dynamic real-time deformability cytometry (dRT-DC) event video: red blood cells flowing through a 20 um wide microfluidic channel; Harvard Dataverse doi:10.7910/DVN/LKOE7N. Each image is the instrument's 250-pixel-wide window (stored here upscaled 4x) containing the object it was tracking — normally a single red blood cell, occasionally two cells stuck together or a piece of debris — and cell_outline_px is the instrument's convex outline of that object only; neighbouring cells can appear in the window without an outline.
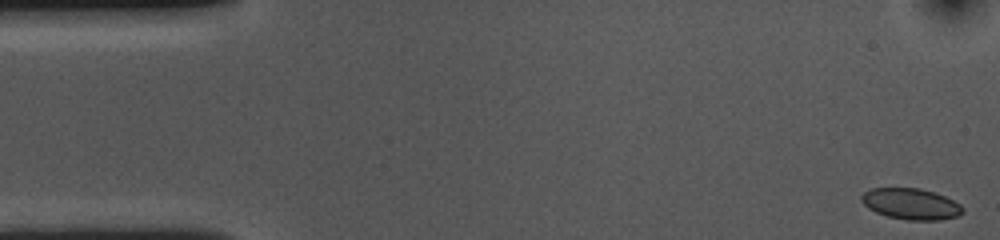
{"species": "common noctule bat (a hibernating species)", "species_latin": "Nyctalus noctula", "temperature_condition": "cold", "stored_images_in_passage": 54, "camera_frame_rate_fps": 3000, "um_per_image_px": 0.085, "animal": {"sex": "female", "body_mass_g": 10.0, "forearm_length_mm": 53.1}, "frame": {"image": 1, "passage_image": 1, "time_ms": 0.0, "image_size_px": [1000, 240], "cell_outline_px": [[964, 212], [960, 216], [940, 220], [908, 220], [888, 216], [876, 212], [868, 208], [860, 200], [860, 196], [864, 192], [872, 188], [920, 188], [936, 192], [960, 204], [964, 208]], "centroid_in_image_um": [77.45, 17.33], "position_along_channel_um": 7.5, "area_um2": 18.5}}
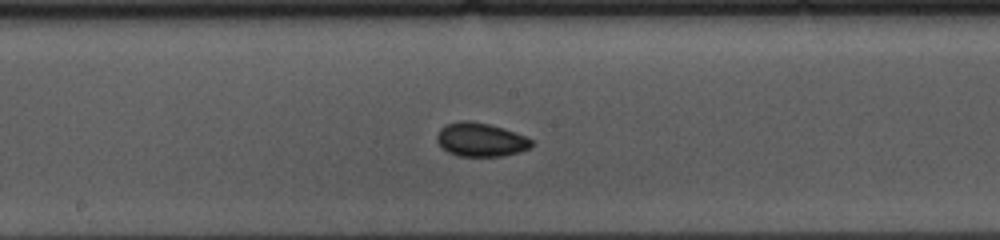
{"frame": {"image": 2, "passage_image": 27, "time_ms": 8.667, "image_size_px": [1000, 240], "cell_outline_px": [[532, 148], [520, 152], [500, 156], [460, 156], [448, 152], [436, 140], [436, 136], [440, 128], [444, 124], [460, 120], [468, 120], [488, 124], [504, 128], [524, 136], [532, 140]], "centroid_in_image_um": [40.85, 11.86], "position_along_channel_um": 207.4, "area_um2": 18.61}}
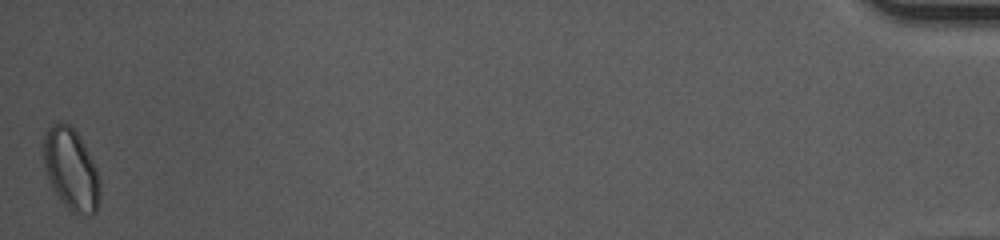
{"frame": {"image": 3, "passage_image": 54, "time_ms": 17.667, "image_size_px": [1000, 240], "cell_outline_px": [[100, 200], [96, 212], [92, 216], [68, 212], [60, 200], [48, 176], [44, 164], [44, 136], [48, 128], [56, 120], [60, 120], [68, 124], [80, 136], [96, 168], [100, 180]], "centroid_in_image_um": [6.06, 14.42], "position_along_channel_um": 429.1, "area_um2": 26.99}, "authors_computed_cell_mechanics": {"area_um2": 18.4093, "velocity_mm_per_s": 3.5896, "shape_relaxation_time_tau1_ms": null, "shape_relaxation_time_tau2_ms": 5.0396, "deformation_change_tau1": null, "deformation_change_tau2": 0.056}}